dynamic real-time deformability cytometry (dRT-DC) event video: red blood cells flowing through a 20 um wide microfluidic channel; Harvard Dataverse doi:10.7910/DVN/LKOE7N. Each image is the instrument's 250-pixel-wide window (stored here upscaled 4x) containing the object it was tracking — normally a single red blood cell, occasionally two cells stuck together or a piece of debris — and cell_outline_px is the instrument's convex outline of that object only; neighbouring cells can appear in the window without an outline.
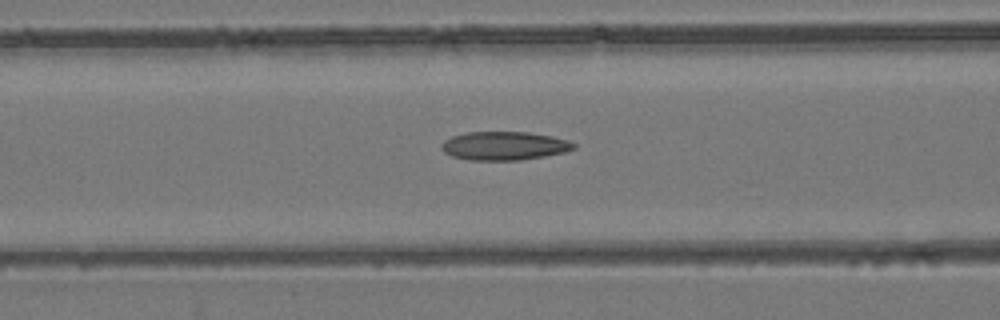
{"species": "common noctule bat (a hibernating species)", "species_latin": "Nyctalus noctula", "temperature_condition": "room temperature", "stored_images_in_passage": 27, "camera_frame_rate_fps": 3000, "um_per_image_px": 0.085, "animal": {"sex": "female", "body_mass_g": 24.6, "forearm_length_mm": 56.2}, "frame": {"image": 1, "passage_image": 19, "time_ms": 6.0, "image_size_px": [1000, 320], "cell_outline_px": [[576, 148], [564, 152], [544, 156], [520, 160], [468, 160], [452, 156], [444, 152], [440, 148], [440, 144], [444, 140], [452, 136], [468, 132], [528, 132], [552, 136], [568, 140], [576, 144]], "centroid_in_image_um": [42.84, 12.39], "position_along_channel_um": 123.8, "area_um2": 22.08}}
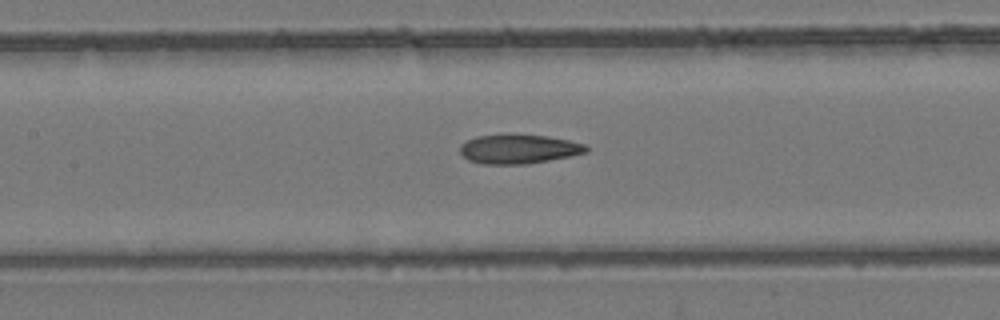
{"frame": {"image": 2, "passage_image": 22, "time_ms": 7.0, "image_size_px": [1000, 320], "cell_outline_px": [[588, 152], [548, 160], [524, 164], [484, 164], [468, 160], [460, 152], [460, 144], [476, 136], [544, 136], [568, 140], [584, 144], [588, 148]], "centroid_in_image_um": [44.07, 12.69], "position_along_channel_um": 163.3, "area_um2": 20.75}}
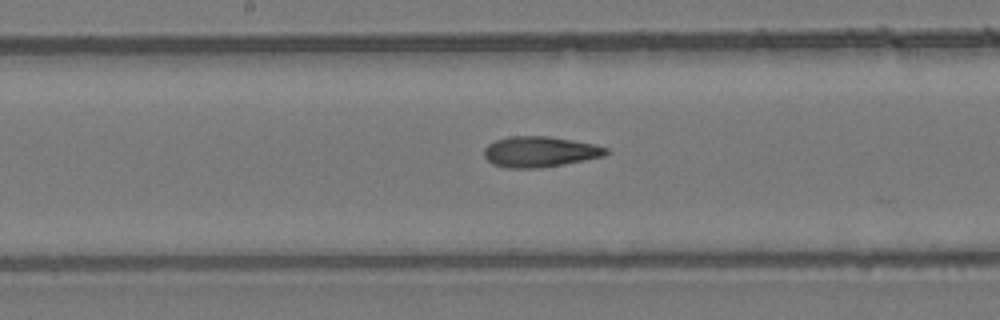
{"frame": {"image": 3, "passage_image": 25, "time_ms": 8.0, "image_size_px": [1000, 320], "cell_outline_px": [[608, 152], [604, 156], [564, 164], [540, 168], [504, 168], [492, 164], [484, 156], [484, 148], [488, 144], [496, 140], [512, 136], [548, 136], [596, 144], [608, 148]], "centroid_in_image_um": [45.88, 12.9], "position_along_channel_um": 202.3, "area_um2": 21.85}}